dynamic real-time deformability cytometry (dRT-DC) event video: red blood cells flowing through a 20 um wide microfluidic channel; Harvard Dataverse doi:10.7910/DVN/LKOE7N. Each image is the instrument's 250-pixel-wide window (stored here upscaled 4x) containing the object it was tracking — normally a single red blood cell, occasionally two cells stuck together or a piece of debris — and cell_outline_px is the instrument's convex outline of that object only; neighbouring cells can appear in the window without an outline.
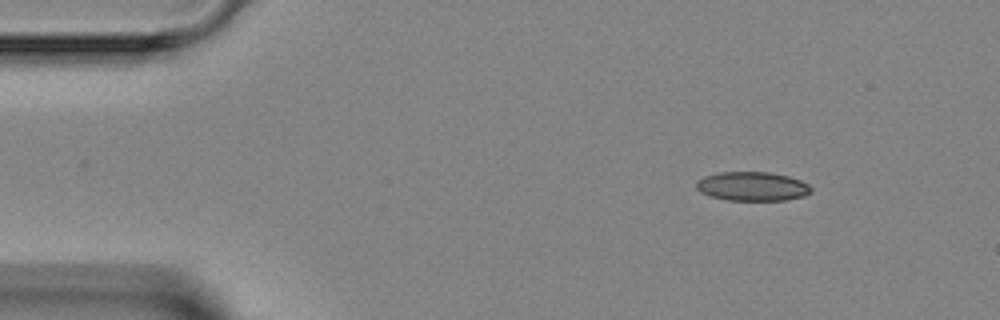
{"species": "Egyptian fruit bat (a non-hibernating species)", "species_latin": "Rousettus aegyptiacus", "temperature_condition": "room temperature", "stored_images_in_passage": 4, "camera_frame_rate_fps": 3000, "um_per_image_px": 0.085, "animal": {"sex": "female"}, "frame": {"image": 1, "passage_image": 1, "time_ms": 0.0, "image_size_px": [1000, 320], "cell_outline_px": [[812, 192], [804, 196], [788, 200], [728, 200], [712, 196], [700, 192], [696, 188], [696, 180], [704, 176], [716, 172], [772, 172], [788, 176], [800, 180], [808, 184], [812, 188]], "centroid_in_image_um": [63.95, 15.83], "position_along_channel_um": 21.0, "area_um2": 19.59}}
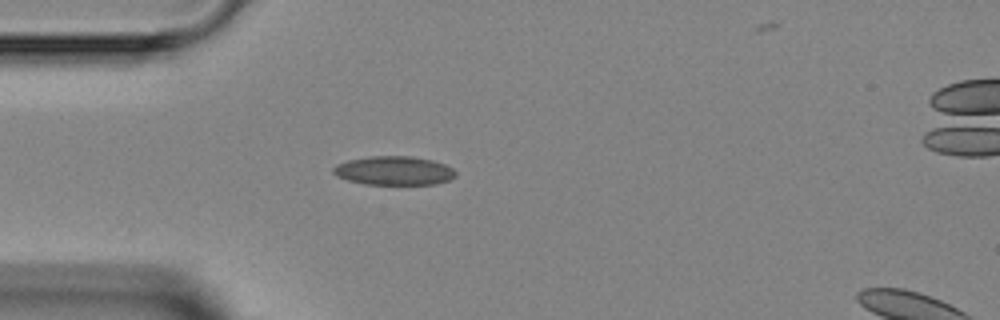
{"frame": {"image": 2, "passage_image": 3, "time_ms": 2.333, "image_size_px": [1000, 320], "cell_outline_px": [[456, 176], [448, 180], [436, 184], [364, 184], [348, 180], [336, 176], [332, 172], [332, 168], [336, 164], [348, 160], [368, 156], [412, 156], [432, 160], [444, 164], [452, 168], [456, 172]], "centroid_in_image_um": [33.46, 14.5], "position_along_channel_um": 51.5, "area_um2": 20.63}}